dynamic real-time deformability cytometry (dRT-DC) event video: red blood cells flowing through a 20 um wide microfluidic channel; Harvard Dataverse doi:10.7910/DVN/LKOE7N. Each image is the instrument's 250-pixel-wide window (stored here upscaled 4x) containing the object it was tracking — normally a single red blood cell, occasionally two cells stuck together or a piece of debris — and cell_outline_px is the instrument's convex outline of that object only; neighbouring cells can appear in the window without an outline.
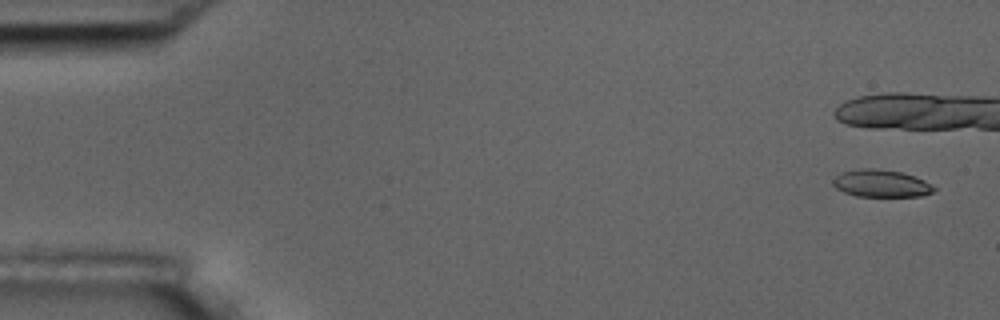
{"species": "common noctule bat (a hibernating species)", "species_latin": "Nyctalus noctula", "temperature_condition": "room temperature", "stored_images_in_passage": 12, "camera_frame_rate_fps": 3000, "um_per_image_px": 0.085, "animal": {"sex": "male", "body_mass_g": 17.5, "forearm_length_mm": 52.3}, "frame": {"image": 1, "passage_image": 3, "time_ms": 0.667, "image_size_px": [1000, 320], "cell_outline_px": [[936, 188], [932, 192], [924, 196], [856, 196], [844, 192], [836, 188], [832, 184], [832, 180], [840, 172], [860, 168], [876, 168], [900, 172], [924, 180]], "centroid_in_image_um": [74.86, 15.59], "position_along_channel_um": 10.1, "area_um2": 16.07}}